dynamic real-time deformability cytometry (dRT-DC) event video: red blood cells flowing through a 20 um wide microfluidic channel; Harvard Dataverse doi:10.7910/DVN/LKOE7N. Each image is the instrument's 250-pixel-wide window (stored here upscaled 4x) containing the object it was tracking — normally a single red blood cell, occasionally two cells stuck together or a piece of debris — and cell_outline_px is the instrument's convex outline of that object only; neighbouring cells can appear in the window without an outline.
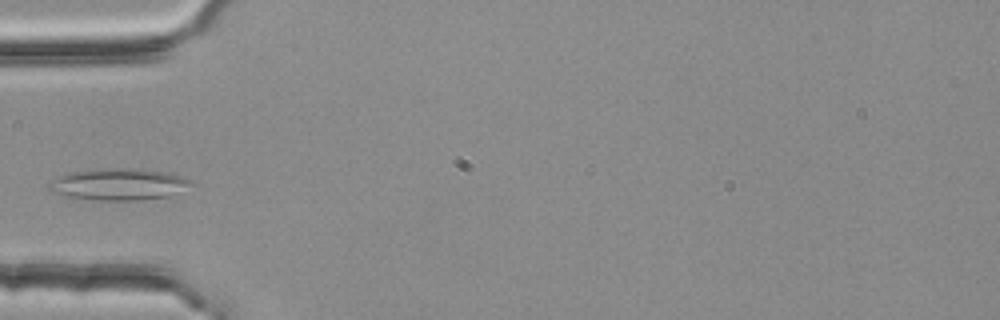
{"species": "common noctule bat (a hibernating species)", "species_latin": "Nyctalus noctula", "temperature_condition": "room temperature", "stored_images_in_passage": 3, "camera_frame_rate_fps": 3000, "um_per_image_px": 0.085, "animal": {"sex": "female", "body_mass_g": 25.1}, "frame": {"image": 1, "passage_image": 3, "time_ms": 0.667, "image_size_px": [1000, 320], "cell_outline_px": [[192, 184], [168, 196], [140, 200], [80, 200], [52, 192], [48, 188], [48, 184], [56, 176], [68, 172], [100, 168], [136, 168], [168, 172], [184, 176], [192, 180]], "centroid_in_image_um": [10.02, 15.65], "position_along_channel_um": 75.0, "area_um2": 26.65}}